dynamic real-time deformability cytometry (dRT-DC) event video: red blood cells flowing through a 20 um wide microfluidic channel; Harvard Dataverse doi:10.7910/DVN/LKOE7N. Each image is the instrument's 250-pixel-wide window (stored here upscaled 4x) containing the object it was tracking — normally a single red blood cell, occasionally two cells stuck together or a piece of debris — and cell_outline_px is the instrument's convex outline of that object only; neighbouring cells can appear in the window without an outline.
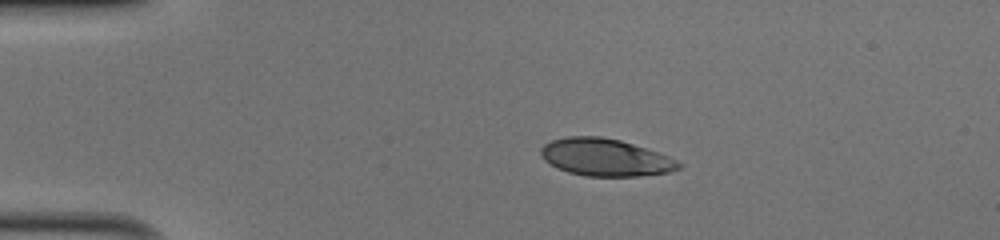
{"species": "human", "species_latin": "Homo sapiens", "temperature_condition": "cold", "stored_images_in_passage": 41, "camera_frame_rate_fps": 3000, "um_per_image_px": 0.085, "donor": {"sex": "male"}, "frame": {"image": 1, "passage_image": 1, "time_ms": 0.0, "image_size_px": [1000, 240], "cell_outline_px": [[684, 164], [680, 168], [668, 172], [636, 176], [584, 176], [568, 172], [556, 168], [544, 160], [540, 152], [540, 148], [544, 144], [552, 140], [568, 136], [600, 136], [620, 140], [668, 156]], "centroid_in_image_um": [51.42, 13.38], "position_along_channel_um": 33.6, "area_um2": 29.88}}
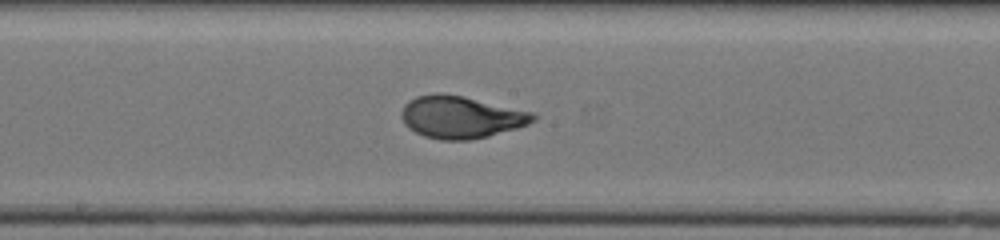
{"frame": {"image": 2, "passage_image": 18, "time_ms": 5.667, "image_size_px": [1000, 240], "cell_outline_px": [[540, 116], [536, 120], [528, 124], [516, 128], [488, 136], [468, 140], [440, 140], [424, 136], [408, 128], [404, 124], [400, 116], [400, 112], [404, 104], [408, 100], [416, 96], [436, 92], [440, 92], [464, 96], [536, 112]], "centroid_in_image_um": [39.19, 9.93], "position_along_channel_um": 209.0, "area_um2": 33.0}}
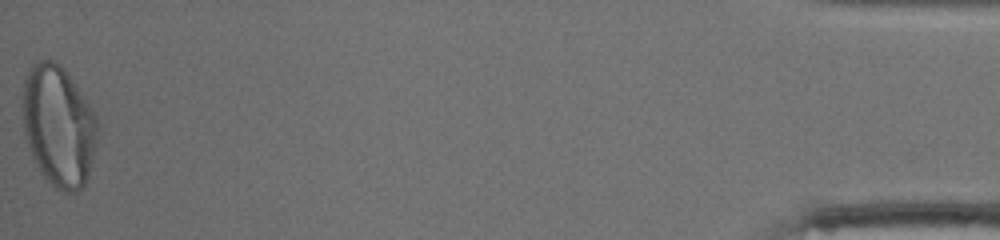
{"frame": {"image": 3, "passage_image": 41, "time_ms": 13.333, "image_size_px": [1000, 240], "cell_outline_px": [[100, 128], [88, 176], [84, 184], [76, 192], [64, 192], [56, 188], [40, 172], [32, 156], [24, 132], [20, 108], [20, 104], [24, 80], [28, 68], [32, 64], [40, 60], [52, 60], [60, 64], [68, 72], [96, 112]], "centroid_in_image_um": [4.97, 10.65], "position_along_channel_um": 430.2, "area_um2": 53.87}, "authors_computed_cell_mechanics": {"area_um2": 31.79, "velocity_mm_per_s": 4.0713, "shape_relaxation_time_tau1_ms": 3.6576, "shape_relaxation_time_tau2_ms": null, "deformation_change_tau1": 0.1793, "deformation_change_tau2": null}}